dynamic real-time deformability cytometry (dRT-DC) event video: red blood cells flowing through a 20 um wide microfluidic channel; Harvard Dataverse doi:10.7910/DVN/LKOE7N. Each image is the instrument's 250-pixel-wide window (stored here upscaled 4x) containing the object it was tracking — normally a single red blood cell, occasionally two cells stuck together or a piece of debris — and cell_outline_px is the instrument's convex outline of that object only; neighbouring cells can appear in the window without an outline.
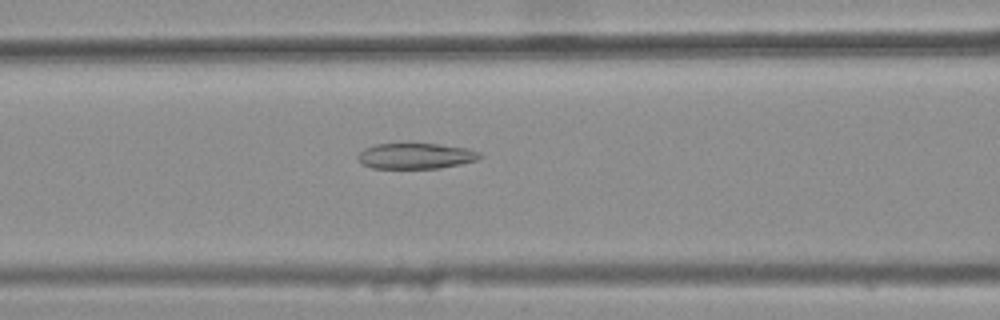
{"species": "common noctule bat (a hibernating species)", "species_latin": "Nyctalus noctula", "temperature_condition": "warm", "stored_images_in_passage": 36, "camera_frame_rate_fps": 3000, "um_per_image_px": 0.085, "animal": {"sex": "female", "body_mass_g": 25.1}, "frame": {"image": 1, "passage_image": 11, "time_ms": 3.333, "image_size_px": [1000, 320], "cell_outline_px": [[484, 156], [476, 160], [460, 164], [440, 168], [372, 168], [364, 164], [356, 156], [364, 148], [376, 144], [440, 144], [468, 148], [480, 152]], "centroid_in_image_um": [35.38, 13.25], "position_along_channel_um": 131.2, "area_um2": 18.21}}
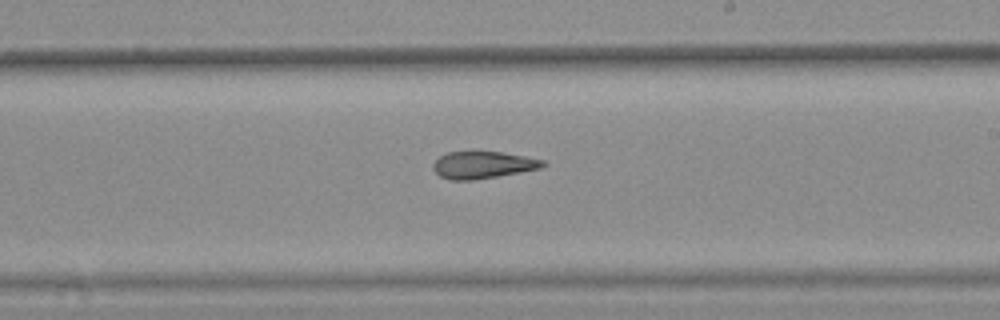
{"frame": {"image": 2, "passage_image": 20, "time_ms": 6.333, "image_size_px": [1000, 320], "cell_outline_px": [[548, 164], [540, 168], [520, 172], [472, 180], [448, 180], [440, 176], [432, 168], [432, 164], [440, 156], [448, 152], [504, 152], [544, 160]], "centroid_in_image_um": [41.04, 14.02], "position_along_channel_um": 248.0, "area_um2": 17.22}}
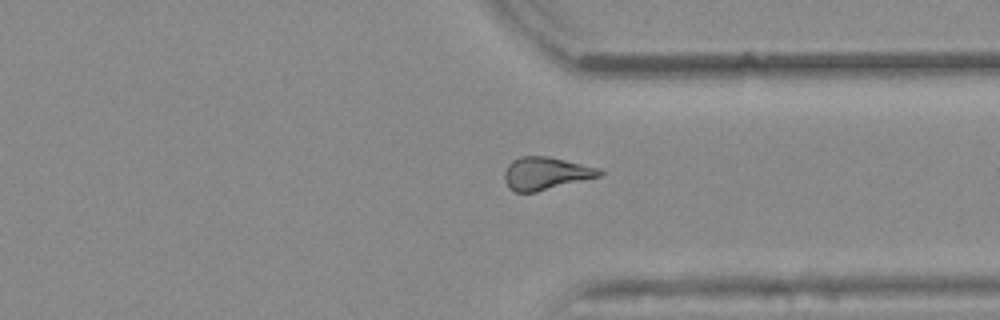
{"frame": {"image": 3, "passage_image": 29, "time_ms": 9.333, "image_size_px": [1000, 320], "cell_outline_px": [[604, 172], [600, 176], [536, 192], [516, 192], [508, 188], [504, 180], [504, 172], [508, 164], [512, 160], [520, 156], [548, 156], [600, 168]], "centroid_in_image_um": [46.36, 14.73], "position_along_channel_um": 365.0, "area_um2": 18.15}, "authors_computed_cell_mechanics": {"area_um2": 18.207, "velocity_mm_per_s": 3.8977, "shape_relaxation_time_tau1_ms": null, "shape_relaxation_time_tau2_ms": 3.6722, "deformation_change_tau1": null, "deformation_change_tau2": 0.1423}}